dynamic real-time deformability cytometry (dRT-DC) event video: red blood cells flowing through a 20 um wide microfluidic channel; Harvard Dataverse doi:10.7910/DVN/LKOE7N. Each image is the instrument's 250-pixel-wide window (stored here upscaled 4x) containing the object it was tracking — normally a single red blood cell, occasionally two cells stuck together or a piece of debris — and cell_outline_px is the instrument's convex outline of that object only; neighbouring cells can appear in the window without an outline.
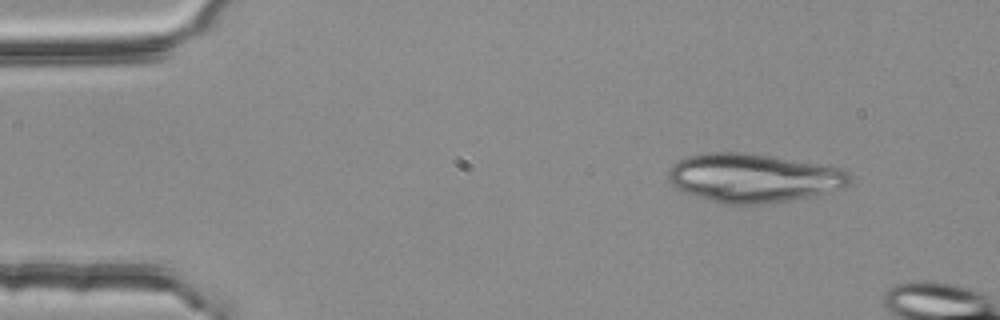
{"species": "common noctule bat (a hibernating species)", "species_latin": "Nyctalus noctula", "temperature_condition": "room temperature", "stored_images_in_passage": 3, "camera_frame_rate_fps": 3000, "um_per_image_px": 0.085, "animal": {"sex": "female", "body_mass_g": 25.1}, "frame": {"image": 1, "passage_image": 1, "time_ms": 0.0, "image_size_px": [1000, 320], "cell_outline_px": [[848, 184], [840, 188], [828, 192], [788, 200], [764, 204], [724, 204], [676, 188], [668, 180], [668, 172], [684, 156], [704, 152], [744, 152], [840, 168], [848, 172]], "centroid_in_image_um": [63.99, 15.11], "position_along_channel_um": 21.0, "area_um2": 50.52}}